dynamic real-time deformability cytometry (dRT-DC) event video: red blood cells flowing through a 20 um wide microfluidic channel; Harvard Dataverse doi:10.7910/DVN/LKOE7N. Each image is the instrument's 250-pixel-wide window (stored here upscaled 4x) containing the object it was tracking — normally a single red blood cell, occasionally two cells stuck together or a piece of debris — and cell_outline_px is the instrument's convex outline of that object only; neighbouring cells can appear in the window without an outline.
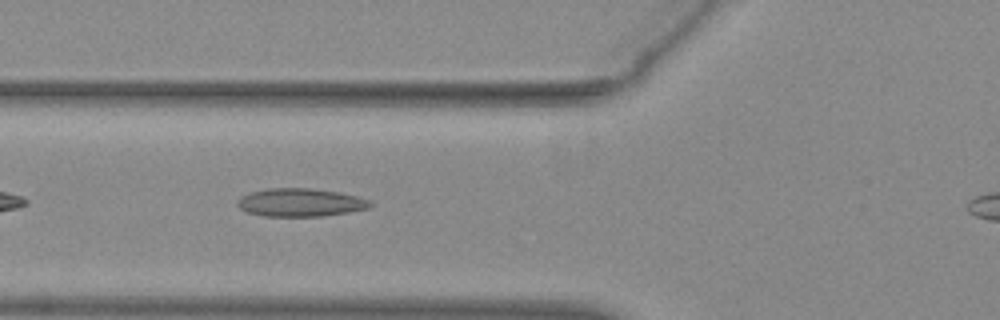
{"species": "common noctule bat (a hibernating species)", "species_latin": "Nyctalus noctula", "temperature_condition": "warm", "stored_images_in_passage": 33, "camera_frame_rate_fps": 3000, "um_per_image_px": 0.085, "animal": {"sex": "female", "body_mass_g": 29.2, "forearm_length_mm": 56.3}, "frame": {"image": 1, "passage_image": 5, "time_ms": 1.333, "image_size_px": [1000, 320], "cell_outline_px": [[376, 204], [368, 208], [348, 212], [324, 216], [260, 216], [248, 212], [240, 208], [236, 204], [236, 200], [240, 196], [248, 192], [268, 188], [312, 188], [340, 192], [372, 200]], "centroid_in_image_um": [25.53, 17.2], "position_along_channel_um": 100.3, "area_um2": 22.14}}
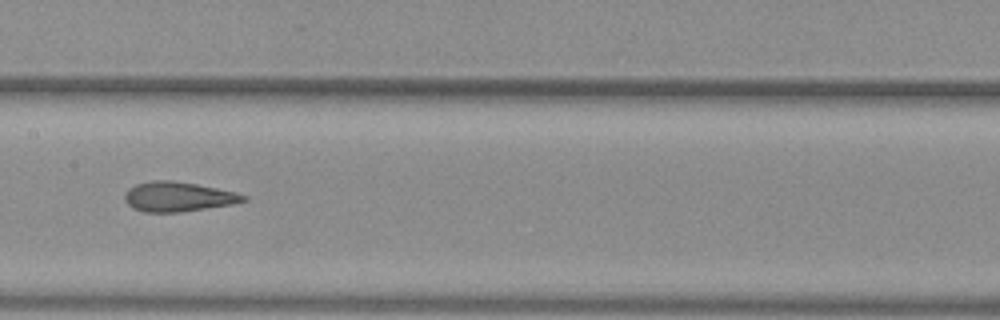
{"frame": {"image": 2, "passage_image": 12, "time_ms": 3.667, "image_size_px": [1000, 320], "cell_outline_px": [[248, 200], [232, 204], [180, 212], [144, 212], [132, 208], [124, 200], [124, 196], [128, 188], [136, 184], [152, 180], [172, 180], [196, 184], [236, 192], [248, 196]], "centroid_in_image_um": [15.12, 16.72], "position_along_channel_um": 192.3, "area_um2": 20.58}}
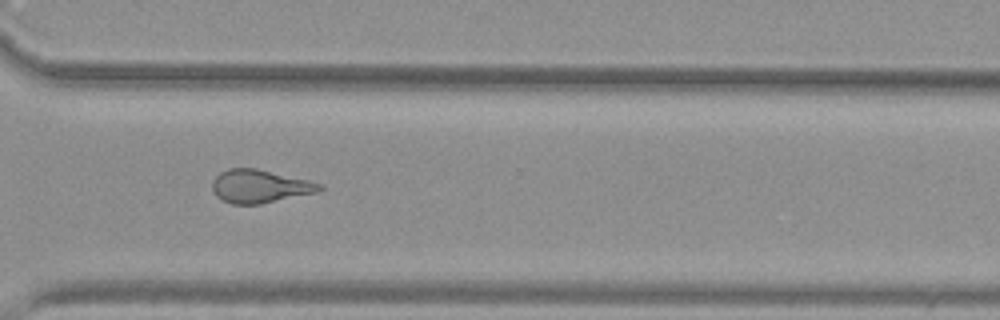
{"frame": {"image": 3, "passage_image": 24, "time_ms": 7.667, "image_size_px": [1000, 320], "cell_outline_px": [[324, 188], [316, 192], [260, 204], [232, 204], [216, 196], [212, 188], [212, 180], [220, 172], [228, 168], [256, 168], [308, 180], [324, 184]], "centroid_in_image_um": [22.07, 15.82], "position_along_channel_um": 348.5, "area_um2": 20.63}}